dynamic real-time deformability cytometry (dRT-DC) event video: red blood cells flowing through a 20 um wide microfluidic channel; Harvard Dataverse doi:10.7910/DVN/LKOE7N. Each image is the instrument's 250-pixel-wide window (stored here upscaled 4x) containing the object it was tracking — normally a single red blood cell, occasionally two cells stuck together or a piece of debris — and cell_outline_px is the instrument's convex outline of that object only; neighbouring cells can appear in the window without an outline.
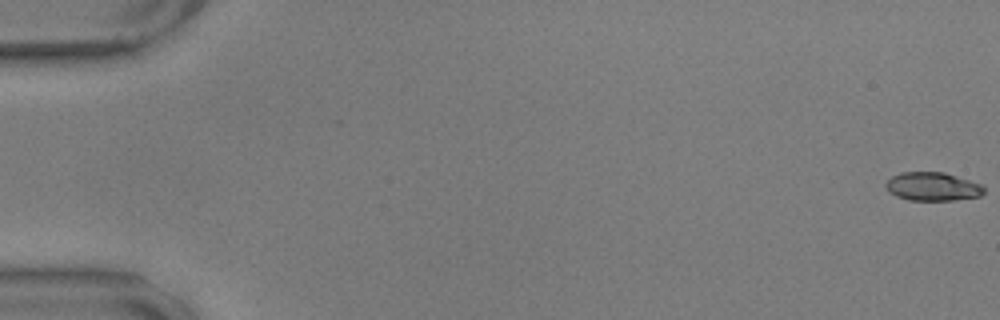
{"species": "common noctule bat (a hibernating species)", "species_latin": "Nyctalus noctula", "temperature_condition": "warm", "stored_images_in_passage": 15, "camera_frame_rate_fps": 3000, "um_per_image_px": 0.085, "animal": {"sex": "male", "body_mass_g": 17.9, "forearm_length_mm": 54.2}, "frame": {"image": 1, "passage_image": 1, "time_ms": 0.0, "image_size_px": [1000, 320], "cell_outline_px": [[984, 192], [980, 196], [952, 200], [908, 200], [896, 196], [888, 192], [884, 184], [892, 176], [900, 172], [944, 172], [980, 184], [984, 188]], "centroid_in_image_um": [79.22, 15.86], "position_along_channel_um": 5.8, "area_um2": 16.24}}
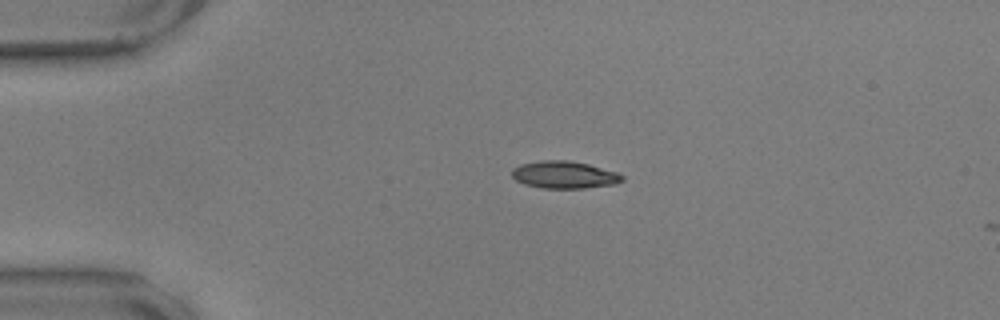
{"frame": {"image": 2, "passage_image": 14, "time_ms": 4.333, "image_size_px": [1000, 320], "cell_outline_px": [[624, 180], [616, 184], [584, 188], [544, 188], [524, 184], [516, 180], [512, 176], [512, 168], [520, 164], [540, 160], [568, 160], [588, 164], [616, 172], [624, 176]], "centroid_in_image_um": [47.96, 14.85], "position_along_channel_um": 37.0, "area_um2": 17.57}}